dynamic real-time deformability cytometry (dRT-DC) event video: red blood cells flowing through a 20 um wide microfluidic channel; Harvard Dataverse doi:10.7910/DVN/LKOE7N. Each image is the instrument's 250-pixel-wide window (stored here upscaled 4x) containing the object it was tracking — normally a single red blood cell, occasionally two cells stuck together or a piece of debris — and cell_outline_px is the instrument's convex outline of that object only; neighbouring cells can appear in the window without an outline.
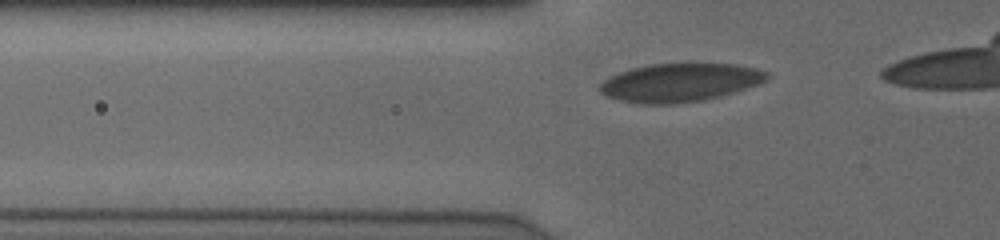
{"species": "human", "species_latin": "Homo sapiens", "temperature_condition": "cold", "stored_images_in_passage": 31, "camera_frame_rate_fps": 3000, "um_per_image_px": 0.085, "donor": {"sex": "male"}, "frame": {"image": 1, "passage_image": 2, "time_ms": 0.333, "image_size_px": [1000, 240], "cell_outline_px": [[768, 80], [760, 84], [720, 96], [704, 100], [668, 104], [640, 104], [620, 100], [608, 96], [600, 92], [600, 84], [604, 80], [620, 72], [632, 68], [648, 64], [688, 60], [736, 64], [756, 68], [768, 72]], "centroid_in_image_um": [57.85, 6.96], "position_along_channel_um": 67.9, "area_um2": 38.44}}
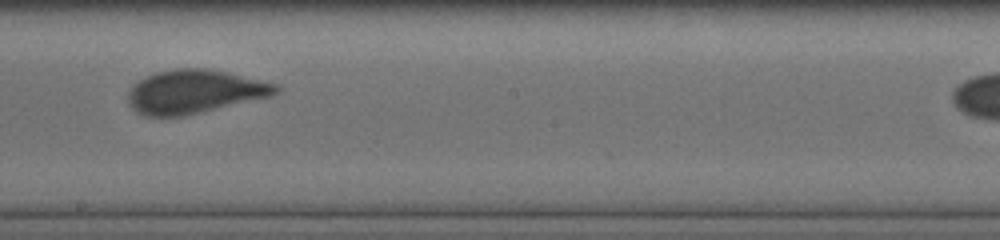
{"frame": {"image": 2, "passage_image": 15, "time_ms": 4.667, "image_size_px": [1000, 240], "cell_outline_px": [[280, 92], [272, 96], [184, 116], [144, 116], [136, 112], [128, 104], [128, 92], [140, 80], [156, 72], [176, 68], [204, 68], [224, 72], [280, 84]], "centroid_in_image_um": [16.56, 7.8], "position_along_channel_um": 231.6, "area_um2": 37.4}}
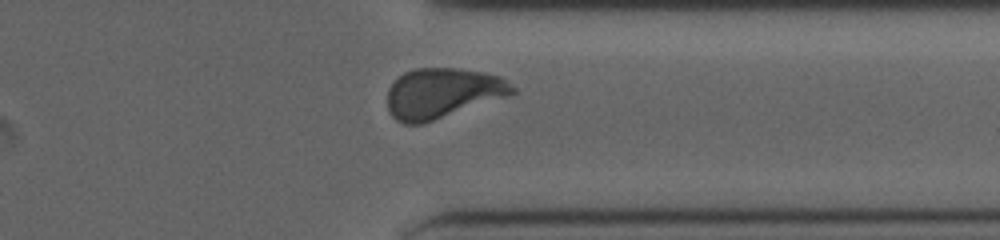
{"frame": {"image": 3, "passage_image": 26, "time_ms": 8.333, "image_size_px": [1000, 240], "cell_outline_px": [[516, 92], [424, 124], [404, 124], [396, 120], [388, 112], [388, 88], [404, 72], [416, 68], [456, 68], [484, 72], [500, 76], [516, 88]], "centroid_in_image_um": [37.57, 7.92], "position_along_channel_um": 373.8, "area_um2": 36.3}}